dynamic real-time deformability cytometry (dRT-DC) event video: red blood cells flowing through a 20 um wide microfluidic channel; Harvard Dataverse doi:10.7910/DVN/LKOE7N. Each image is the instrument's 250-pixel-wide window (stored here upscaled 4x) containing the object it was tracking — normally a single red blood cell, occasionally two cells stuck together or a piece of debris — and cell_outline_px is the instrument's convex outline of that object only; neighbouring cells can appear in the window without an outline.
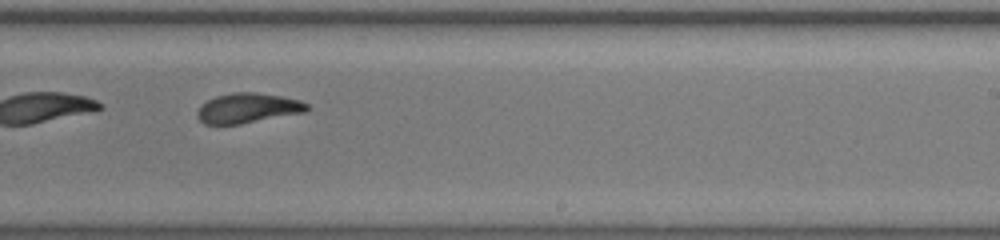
{"species": "common noctule bat (a hibernating species)", "species_latin": "Nyctalus noctula", "temperature_condition": "warm", "stored_images_in_passage": 40, "camera_frame_rate_fps": 3000, "um_per_image_px": 0.085, "animal": {"sex": "female", "body_mass_g": 19.5, "forearm_length_mm": 54.1}, "frame": {"image": 1, "passage_image": 18, "time_ms": 5.667, "image_size_px": [1000, 240], "cell_outline_px": [[308, 108], [304, 112], [240, 124], [204, 124], [196, 116], [196, 112], [208, 100], [216, 96], [232, 92], [256, 92], [280, 96], [300, 100], [308, 104]], "centroid_in_image_um": [21.05, 9.18], "position_along_channel_um": 268.0, "area_um2": 18.9}}
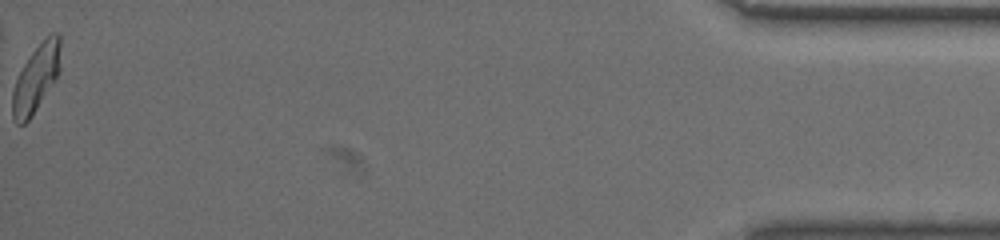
{"frame": {"image": 2, "passage_image": 40, "time_ms": 13.0, "image_size_px": [1000, 240], "cell_outline_px": [[60, 72], [56, 80], [28, 120], [24, 124], [16, 124], [12, 120], [12, 92], [16, 80], [24, 64], [32, 52], [48, 32], [60, 32]], "centroid_in_image_um": [3.09, 6.61], "position_along_channel_um": 432.1, "area_um2": 19.02}, "authors_computed_cell_mechanics": {"area_um2": 19.0162, "velocity_mm_per_s": 3.4583, "shape_relaxation_time_tau1_ms": null, "shape_relaxation_time_tau2_ms": 2.7018, "deformation_change_tau1": null, "deformation_change_tau2": 0.1027}}